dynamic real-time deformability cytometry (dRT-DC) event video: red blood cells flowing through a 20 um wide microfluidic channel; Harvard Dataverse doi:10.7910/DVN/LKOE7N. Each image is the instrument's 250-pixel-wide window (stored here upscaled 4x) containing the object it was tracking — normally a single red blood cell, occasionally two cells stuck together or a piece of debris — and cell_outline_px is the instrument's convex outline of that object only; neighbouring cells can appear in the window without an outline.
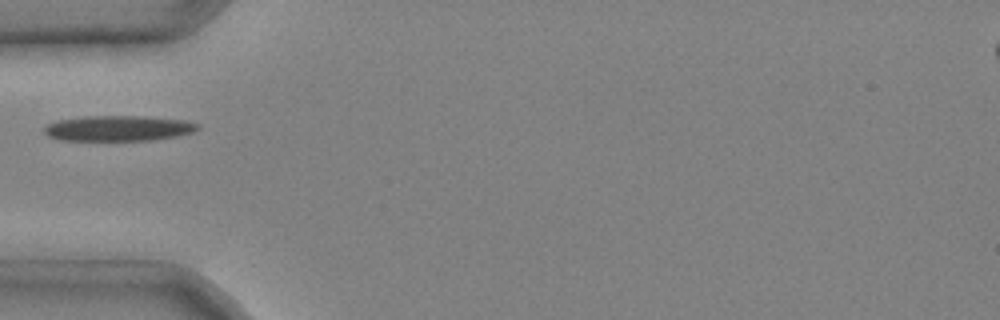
{"species": "common noctule bat (a hibernating species)", "species_latin": "Nyctalus noctula", "temperature_condition": "cold", "stored_images_in_passage": 2, "camera_frame_rate_fps": 3000, "um_per_image_px": 0.085, "animal": {"sex": "male", "body_mass_g": 20.4}, "frame": {"image": 1, "passage_image": 1, "time_ms": 0.0, "image_size_px": [1000, 320], "cell_outline_px": [[200, 128], [196, 132], [156, 140], [60, 140], [48, 136], [44, 132], [44, 128], [48, 124], [56, 120], [84, 116], [144, 116], [184, 120], [200, 124]], "centroid_in_image_um": [10.09, 10.9], "position_along_channel_um": 74.9, "area_um2": 22.95}}